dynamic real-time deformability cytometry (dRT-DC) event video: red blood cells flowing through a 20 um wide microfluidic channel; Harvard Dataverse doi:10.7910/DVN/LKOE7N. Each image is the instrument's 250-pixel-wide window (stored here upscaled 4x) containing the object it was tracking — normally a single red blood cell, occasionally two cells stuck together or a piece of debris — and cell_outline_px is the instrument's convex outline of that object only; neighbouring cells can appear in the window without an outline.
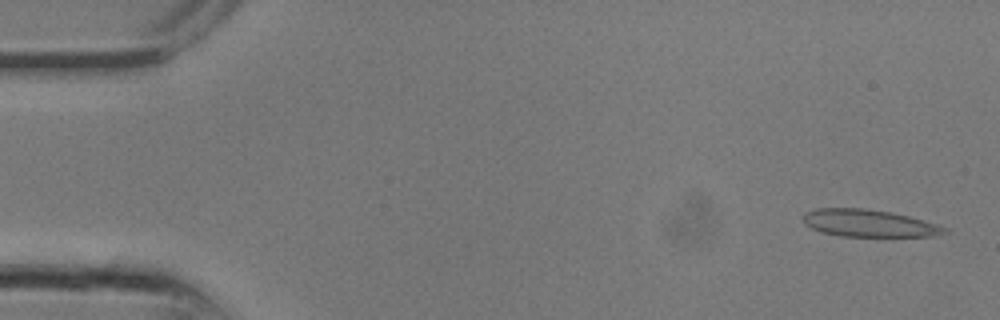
{"species": "common noctule bat (a hibernating species)", "species_latin": "Nyctalus noctula", "temperature_condition": "room temperature", "stored_images_in_passage": 11, "camera_frame_rate_fps": 3000, "um_per_image_px": 0.085, "animal": {"sex": "male", "body_mass_g": 13.3}, "frame": {"image": 1, "passage_image": 1, "time_ms": 0.0, "image_size_px": [1000, 320], "cell_outline_px": [[952, 232], [932, 236], [840, 236], [820, 232], [804, 224], [804, 212], [816, 208], [864, 208], [892, 212], [924, 220], [948, 228]], "centroid_in_image_um": [73.87, 18.97], "position_along_channel_um": 11.1, "area_um2": 22.6}}
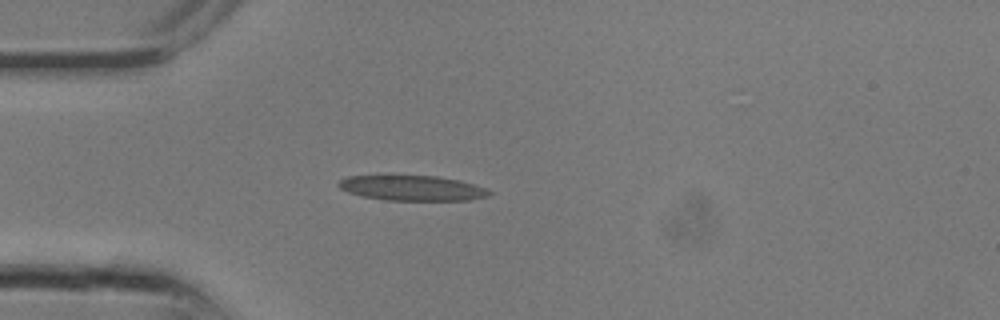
{"frame": {"image": 2, "passage_image": 7, "time_ms": 2.0, "image_size_px": [1000, 320], "cell_outline_px": [[492, 192], [488, 196], [468, 200], [384, 200], [360, 196], [348, 192], [340, 188], [336, 184], [340, 180], [348, 176], [436, 176], [460, 180], [484, 188]], "centroid_in_image_um": [35.0, 15.99], "position_along_channel_um": 50.0, "area_um2": 21.91}}
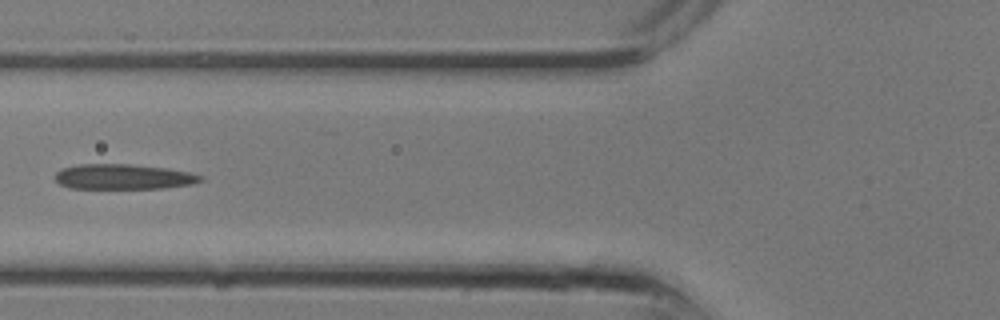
{"frame": {"image": 3, "passage_image": 10, "time_ms": 3.0, "image_size_px": [1000, 320], "cell_outline_px": [[204, 180], [192, 184], [164, 188], [68, 188], [60, 184], [52, 176], [60, 168], [76, 164], [128, 164], [168, 168], [188, 172], [204, 176]], "centroid_in_image_um": [10.45, 15.02], "position_along_channel_um": 115.3, "area_um2": 21.56}}